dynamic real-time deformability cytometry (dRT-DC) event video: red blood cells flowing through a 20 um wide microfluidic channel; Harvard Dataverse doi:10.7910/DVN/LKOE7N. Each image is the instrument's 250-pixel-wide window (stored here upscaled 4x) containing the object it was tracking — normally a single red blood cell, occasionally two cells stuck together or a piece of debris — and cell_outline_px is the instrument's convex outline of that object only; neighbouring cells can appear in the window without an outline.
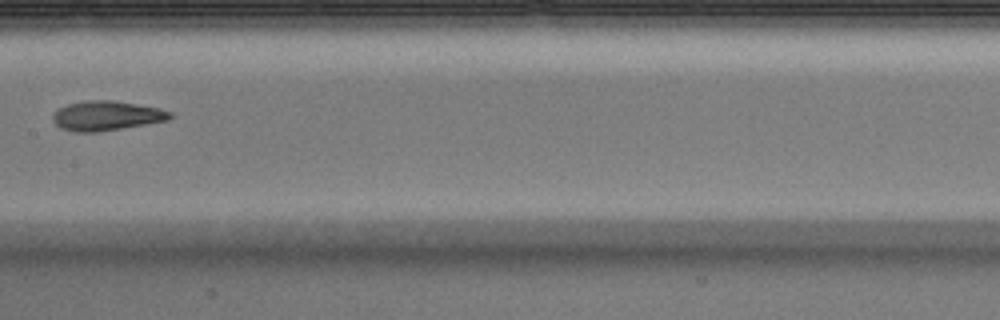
{"species": "Egyptian fruit bat (a non-hibernating species)", "species_latin": "Rousettus aegyptiacus", "temperature_condition": "warm", "stored_images_in_passage": 8, "camera_frame_rate_fps": 3000, "um_per_image_px": 0.085, "animal": {"sex": "male"}, "frame": {"image": 1, "passage_image": 8, "time_ms": 2.333, "image_size_px": [1000, 320], "cell_outline_px": [[176, 116], [168, 120], [96, 132], [76, 132], [60, 128], [52, 120], [52, 116], [60, 108], [68, 104], [88, 100], [108, 100], [136, 104], [160, 108], [172, 112]], "centroid_in_image_um": [9.08, 9.84], "position_along_channel_um": 198.3, "area_um2": 20.0}}